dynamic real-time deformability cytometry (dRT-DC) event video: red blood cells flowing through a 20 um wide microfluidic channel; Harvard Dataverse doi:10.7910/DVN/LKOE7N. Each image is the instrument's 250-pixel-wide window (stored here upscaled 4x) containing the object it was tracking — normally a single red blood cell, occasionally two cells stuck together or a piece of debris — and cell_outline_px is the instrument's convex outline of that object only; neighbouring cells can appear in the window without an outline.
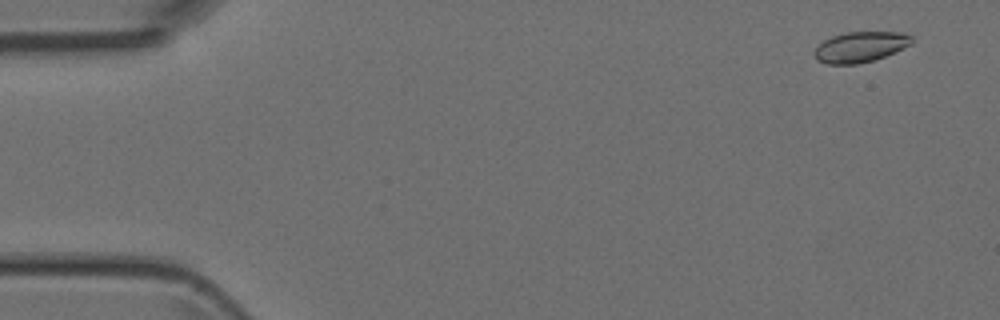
{"species": "Egyptian fruit bat (a non-hibernating species)", "species_latin": "Rousettus aegyptiacus", "temperature_condition": "room temperature", "stored_images_in_passage": 15, "camera_frame_rate_fps": 3000, "um_per_image_px": 0.085, "animal": {"sex": "female"}, "frame": {"image": 1, "passage_image": 3, "time_ms": 0.667, "image_size_px": [1000, 320], "cell_outline_px": [[912, 44], [884, 56], [872, 60], [856, 64], [828, 64], [816, 60], [812, 52], [824, 40], [832, 36], [848, 32], [900, 32], [912, 36]], "centroid_in_image_um": [73.1, 3.99], "position_along_channel_um": 11.9, "area_um2": 17.17}}